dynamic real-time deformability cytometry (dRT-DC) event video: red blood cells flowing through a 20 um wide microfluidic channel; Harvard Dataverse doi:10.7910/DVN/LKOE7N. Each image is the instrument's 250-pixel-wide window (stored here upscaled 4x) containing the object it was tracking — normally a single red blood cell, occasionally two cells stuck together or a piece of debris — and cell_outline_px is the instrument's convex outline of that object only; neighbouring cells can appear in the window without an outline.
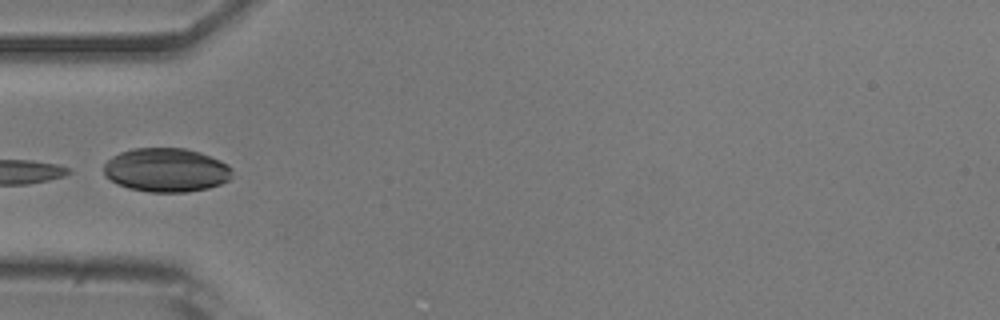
{"species": "common noctule bat (a hibernating species)", "species_latin": "Nyctalus noctula", "temperature_condition": "room temperature", "stored_images_in_passage": 3, "camera_frame_rate_fps": 3000, "um_per_image_px": 0.085, "animal": {"sex": "male", "body_mass_g": 20.5, "forearm_length_mm": 52.5}, "frame": {"image": 1, "passage_image": 1, "time_ms": 0.0, "image_size_px": [1000, 320], "cell_outline_px": [[232, 176], [228, 180], [220, 184], [208, 188], [188, 192], [148, 192], [128, 188], [116, 184], [104, 176], [104, 164], [112, 156], [120, 152], [132, 148], [184, 148], [200, 152], [220, 160], [228, 164], [232, 168]], "centroid_in_image_um": [14.12, 14.45], "position_along_channel_um": 70.9, "area_um2": 33.12}}